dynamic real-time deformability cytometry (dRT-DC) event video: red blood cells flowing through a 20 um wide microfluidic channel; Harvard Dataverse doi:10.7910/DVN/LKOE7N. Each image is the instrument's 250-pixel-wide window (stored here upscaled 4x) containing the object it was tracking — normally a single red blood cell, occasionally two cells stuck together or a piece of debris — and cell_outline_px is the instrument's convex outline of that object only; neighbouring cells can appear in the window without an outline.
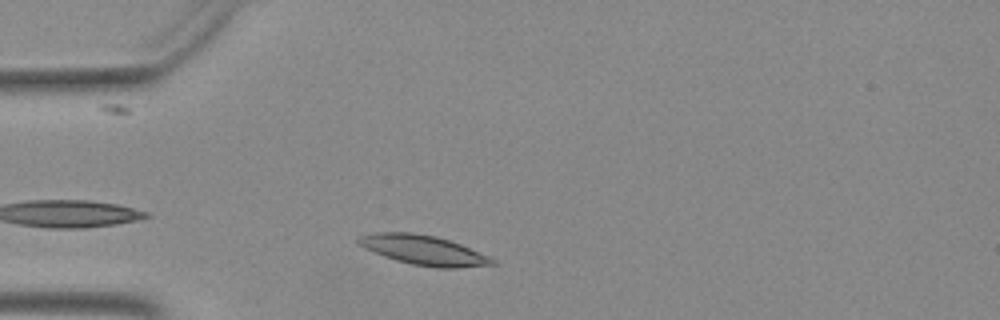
{"species": "Egyptian fruit bat (a non-hibernating species)", "species_latin": "Rousettus aegyptiacus", "temperature_condition": "warm", "stored_images_in_passage": 34, "camera_frame_rate_fps": 3000, "um_per_image_px": 0.085, "animal": {"sex": "female"}, "frame": {"image": 1, "passage_image": 5, "time_ms": 1.333, "image_size_px": [1000, 320], "cell_outline_px": [[496, 264], [460, 268], [436, 268], [412, 264], [396, 260], [384, 256], [364, 248], [356, 240], [356, 236], [376, 232], [412, 232], [436, 236], [460, 244], [488, 256], [496, 260]], "centroid_in_image_um": [35.98, 21.26], "position_along_channel_um": 49.0, "area_um2": 23.12}}
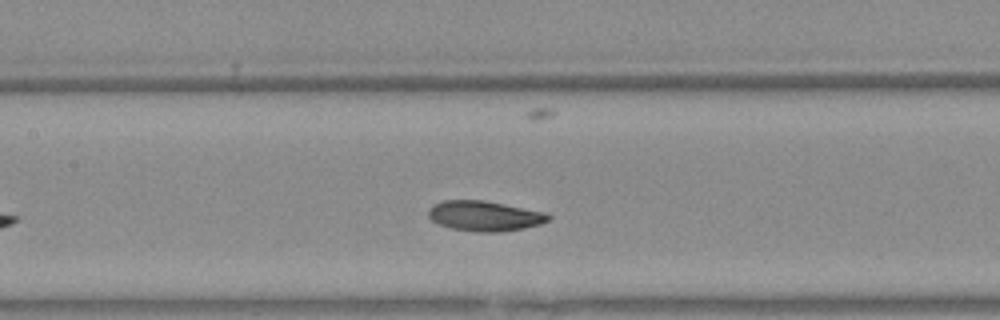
{"frame": {"image": 2, "passage_image": 15, "time_ms": 4.667, "image_size_px": [1000, 320], "cell_outline_px": [[552, 216], [548, 220], [540, 224], [524, 228], [500, 232], [476, 232], [452, 228], [440, 224], [432, 220], [428, 216], [428, 208], [432, 204], [444, 200], [480, 200], [504, 204], [544, 212]], "centroid_in_image_um": [41.16, 18.35], "position_along_channel_um": 166.2, "area_um2": 20.98}}
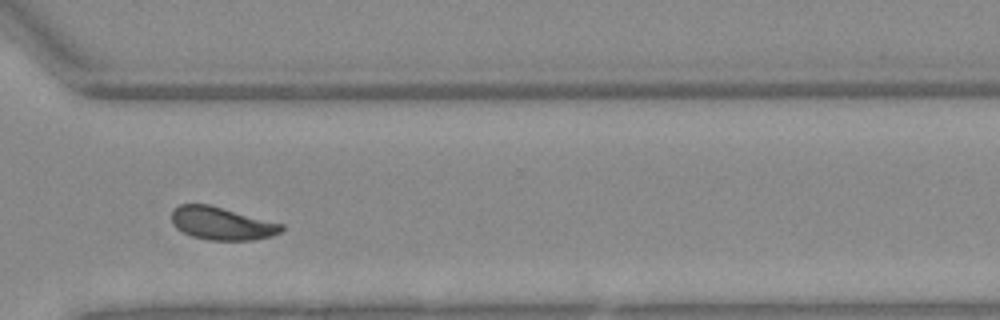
{"frame": {"image": 3, "passage_image": 29, "time_ms": 9.333, "image_size_px": [1000, 320], "cell_outline_px": [[284, 228], [280, 232], [272, 236], [252, 240], [208, 240], [192, 236], [176, 228], [172, 224], [172, 208], [180, 204], [208, 204], [284, 224]], "centroid_in_image_um": [18.84, 18.99], "position_along_channel_um": 351.8, "area_um2": 21.04}}